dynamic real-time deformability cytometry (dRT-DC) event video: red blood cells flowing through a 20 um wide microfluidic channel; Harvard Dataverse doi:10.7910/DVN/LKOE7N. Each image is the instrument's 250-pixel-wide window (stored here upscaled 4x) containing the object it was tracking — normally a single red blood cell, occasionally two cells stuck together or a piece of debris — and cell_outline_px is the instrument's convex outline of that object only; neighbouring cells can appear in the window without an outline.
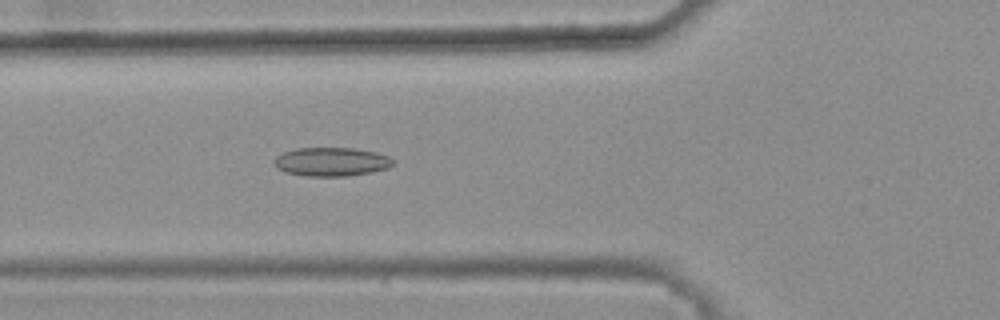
{"species": "common noctule bat (a hibernating species)", "species_latin": "Nyctalus noctula", "temperature_condition": "warm", "stored_images_in_passage": 5, "camera_frame_rate_fps": 3000, "um_per_image_px": 0.085, "animal": {"sex": "female", "body_mass_g": 25.1}, "frame": {"image": 1, "passage_image": 5, "time_ms": 1.333, "image_size_px": [1000, 320], "cell_outline_px": [[392, 164], [388, 168], [372, 172], [348, 176], [308, 176], [284, 172], [276, 168], [272, 160], [276, 156], [284, 152], [296, 148], [356, 148], [376, 152], [388, 156], [392, 160]], "centroid_in_image_um": [28.13, 13.75], "position_along_channel_um": 97.7, "area_um2": 20.0}}